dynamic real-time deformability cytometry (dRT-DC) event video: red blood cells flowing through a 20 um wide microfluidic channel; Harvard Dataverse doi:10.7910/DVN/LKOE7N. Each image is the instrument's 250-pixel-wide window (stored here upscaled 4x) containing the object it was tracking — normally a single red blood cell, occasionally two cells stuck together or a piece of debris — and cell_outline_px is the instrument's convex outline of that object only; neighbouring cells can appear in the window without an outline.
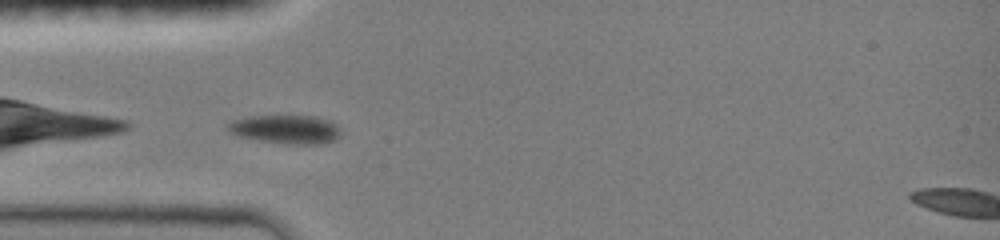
{"species": "common noctule bat (a hibernating species)", "species_latin": "Nyctalus noctula", "temperature_condition": "room temperature", "stored_images_in_passage": 4, "camera_frame_rate_fps": 3000, "um_per_image_px": 0.085, "animal": {"sex": "female", "body_mass_g": 19.0, "forearm_length_mm": 51.5}, "frame": {"image": 1, "passage_image": 3, "time_ms": 0.667, "image_size_px": [1000, 240], "cell_outline_px": [[340, 136], [336, 140], [324, 144], [288, 144], [260, 140], [240, 136], [228, 132], [224, 124], [232, 120], [248, 116], [316, 116], [328, 120], [336, 124], [340, 128]], "centroid_in_image_um": [24.29, 10.99], "position_along_channel_um": 60.7, "area_um2": 19.13}}